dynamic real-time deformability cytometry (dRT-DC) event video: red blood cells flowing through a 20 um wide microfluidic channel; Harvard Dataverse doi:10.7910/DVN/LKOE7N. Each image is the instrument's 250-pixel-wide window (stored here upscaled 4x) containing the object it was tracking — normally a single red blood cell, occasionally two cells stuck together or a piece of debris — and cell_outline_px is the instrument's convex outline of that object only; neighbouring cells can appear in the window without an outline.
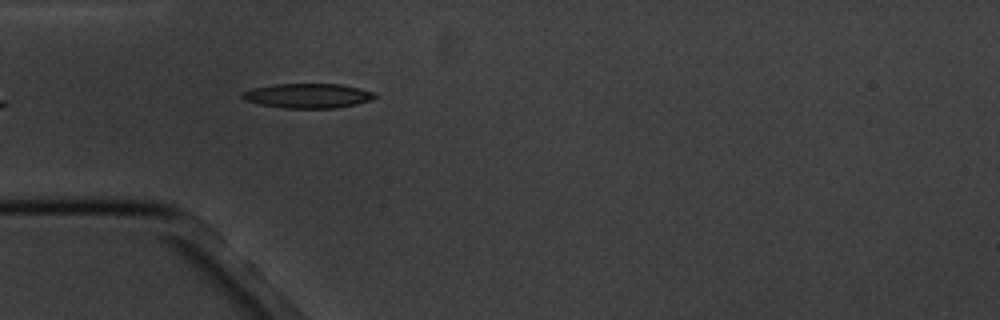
{"species": "common noctule bat (a hibernating species)", "species_latin": "Nyctalus noctula", "temperature_condition": "cold", "stored_images_in_passage": 6, "camera_frame_rate_fps": 3000, "um_per_image_px": 0.085, "animal": {"sex": "male", "body_mass_g": 20.1, "forearm_length_mm": 53.5}, "frame": {"image": 1, "passage_image": 6, "time_ms": 6.0, "image_size_px": [1000, 320], "cell_outline_px": [[376, 96], [368, 100], [356, 104], [336, 108], [284, 108], [260, 104], [244, 100], [240, 96], [240, 92], [252, 88], [272, 84], [340, 84], [360, 88], [372, 92]], "centroid_in_image_um": [26.09, 8.13], "position_along_channel_um": 58.9, "area_um2": 18.96}}